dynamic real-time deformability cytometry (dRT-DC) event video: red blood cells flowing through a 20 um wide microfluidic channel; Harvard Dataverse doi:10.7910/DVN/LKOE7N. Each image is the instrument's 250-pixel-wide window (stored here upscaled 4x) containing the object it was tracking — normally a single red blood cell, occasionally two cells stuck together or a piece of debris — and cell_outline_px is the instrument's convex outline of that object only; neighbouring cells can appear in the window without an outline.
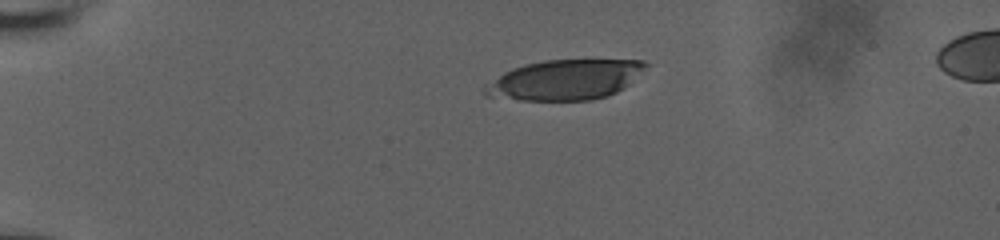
{"species": "human", "species_latin": "Homo sapiens", "temperature_condition": "room temperature", "stored_images_in_passage": 19, "camera_frame_rate_fps": 3000, "um_per_image_px": 0.085, "donor": {"sex": "male"}, "frame": {"image": 1, "passage_image": 1, "time_ms": 0.0, "image_size_px": [1000, 240], "cell_outline_px": [[652, 64], [624, 88], [608, 96], [592, 100], [520, 100], [484, 96], [484, 88], [504, 72], [512, 68], [524, 64], [544, 60], [644, 60]], "centroid_in_image_um": [48.08, 6.78], "position_along_channel_um": 36.9, "area_um2": 37.63}}
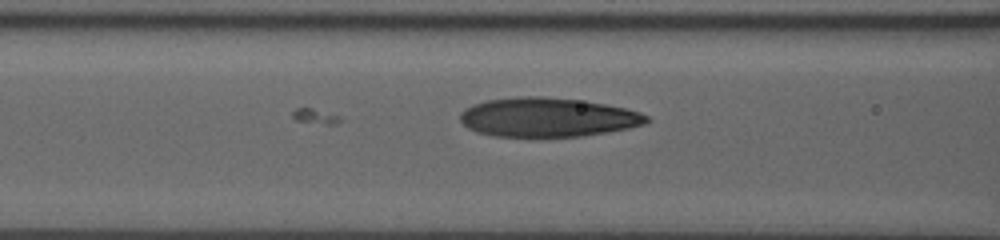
{"frame": {"image": 2, "passage_image": 13, "time_ms": 4.0, "image_size_px": [1000, 240], "cell_outline_px": [[652, 120], [644, 124], [628, 128], [580, 136], [492, 136], [476, 132], [468, 128], [460, 120], [460, 112], [464, 108], [472, 104], [488, 100], [516, 96], [544, 96], [584, 100], [624, 108], [640, 112], [648, 116]], "centroid_in_image_um": [46.52, 9.95], "position_along_channel_um": 120.1, "area_um2": 42.6}}
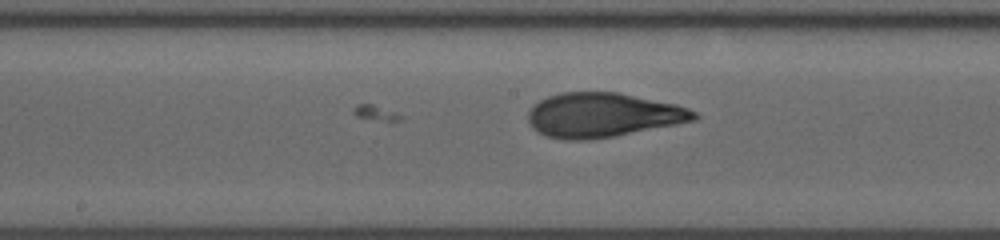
{"frame": {"image": 3, "passage_image": 19, "time_ms": 6.0, "image_size_px": [1000, 240], "cell_outline_px": [[700, 116], [696, 120], [676, 124], [612, 136], [588, 140], [564, 140], [544, 136], [536, 132], [528, 124], [528, 112], [540, 100], [548, 96], [560, 92], [616, 92], [676, 104], [688, 108], [696, 112]], "centroid_in_image_um": [51.2, 9.78], "position_along_channel_um": 197.0, "area_um2": 42.89}}